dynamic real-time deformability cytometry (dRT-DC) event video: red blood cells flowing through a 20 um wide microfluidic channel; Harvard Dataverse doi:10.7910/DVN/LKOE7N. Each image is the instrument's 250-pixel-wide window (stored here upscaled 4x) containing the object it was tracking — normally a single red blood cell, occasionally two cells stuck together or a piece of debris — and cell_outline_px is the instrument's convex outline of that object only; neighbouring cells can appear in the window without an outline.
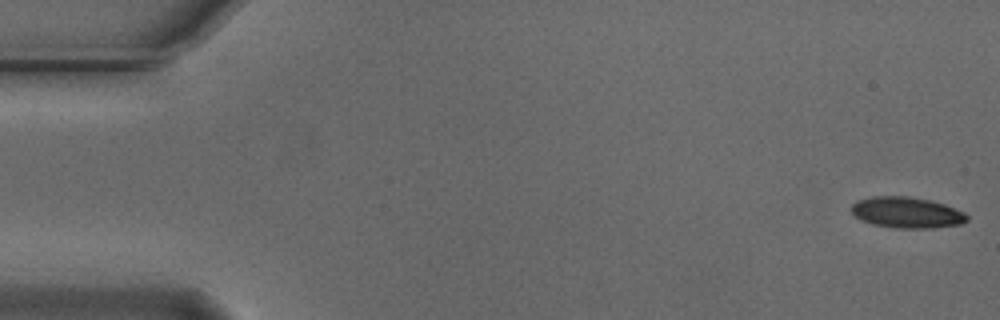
{"species": "Egyptian fruit bat (a non-hibernating species)", "species_latin": "Rousettus aegyptiacus", "temperature_condition": "cold", "stored_images_in_passage": 48, "camera_frame_rate_fps": 3000, "um_per_image_px": 0.085, "animal": {"sex": "male"}, "frame": {"image": 1, "passage_image": 1, "time_ms": 0.0, "image_size_px": [1000, 320], "cell_outline_px": [[968, 220], [960, 224], [936, 228], [896, 228], [872, 224], [860, 220], [852, 212], [852, 204], [856, 200], [872, 196], [908, 196], [928, 200], [944, 204], [964, 212], [968, 216]], "centroid_in_image_um": [77.06, 18.07], "position_along_channel_um": 7.9, "area_um2": 20.92}}
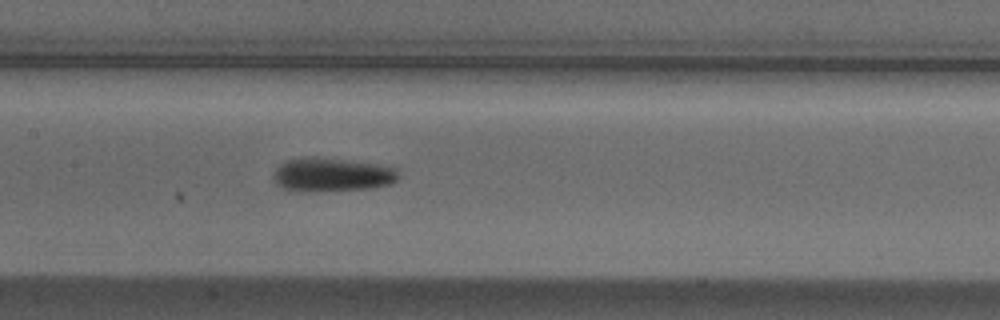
{"frame": {"image": 2, "passage_image": 26, "time_ms": 8.333, "image_size_px": [1000, 320], "cell_outline_px": [[400, 176], [392, 184], [372, 188], [316, 192], [284, 188], [276, 184], [272, 176], [276, 168], [284, 160], [304, 156], [316, 156], [392, 164], [400, 168]], "centroid_in_image_um": [28.33, 14.81], "position_along_channel_um": 179.1, "area_um2": 25.78}}
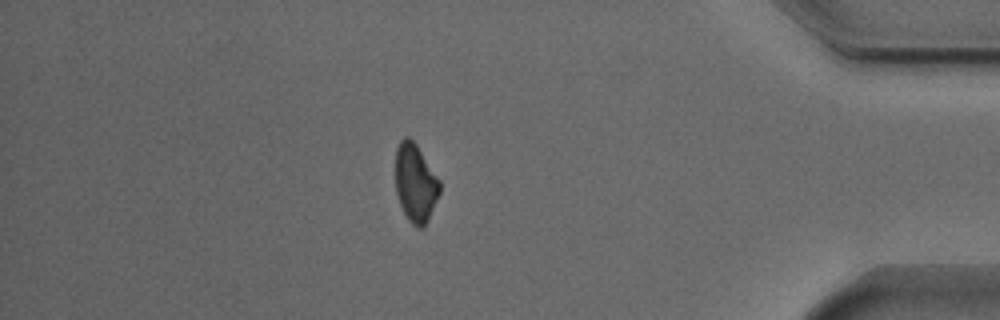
{"frame": {"image": 3, "passage_image": 47, "time_ms": 15.333, "image_size_px": [1000, 320], "cell_outline_px": [[440, 192], [428, 220], [424, 228], [416, 228], [408, 220], [400, 204], [396, 192], [396, 148], [400, 140], [404, 136], [408, 136], [416, 144], [440, 180]], "centroid_in_image_um": [35.31, 15.56], "position_along_channel_um": 399.9, "area_um2": 20.17}}